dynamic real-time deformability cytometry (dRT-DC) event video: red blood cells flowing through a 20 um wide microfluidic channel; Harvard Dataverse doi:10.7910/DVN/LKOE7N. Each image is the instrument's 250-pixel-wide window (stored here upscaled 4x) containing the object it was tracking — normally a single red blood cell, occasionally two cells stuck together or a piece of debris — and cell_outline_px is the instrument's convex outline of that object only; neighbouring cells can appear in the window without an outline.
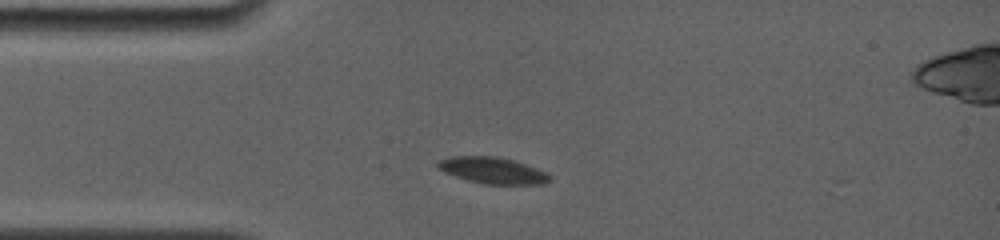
{"species": "common noctule bat (a hibernating species)", "species_latin": "Nyctalus noctula", "temperature_condition": "room temperature", "stored_images_in_passage": 21, "segment_of_instrument_passage": [1, 2], "camera_frame_rate_fps": 4000, "um_per_image_px": 0.085, "animal": {"sex": "female", "body_mass_g": 19.0, "forearm_length_mm": 56.7}, "frame": {"image": 1, "passage_image": 1, "time_ms": 0.0, "image_size_px": [1000, 240], "cell_outline_px": [[552, 180], [544, 184], [480, 184], [444, 172], [436, 168], [436, 160], [448, 156], [496, 156], [512, 160], [548, 172], [552, 176]], "centroid_in_image_um": [41.85, 14.48], "position_along_channel_um": 43.2, "area_um2": 17.46}}
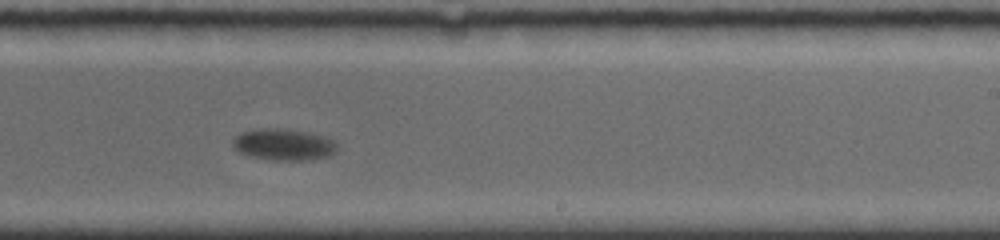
{"frame": {"image": 2, "passage_image": 10, "time_ms": 6.75, "image_size_px": [1000, 240], "cell_outline_px": [[336, 152], [332, 156], [312, 160], [272, 160], [248, 156], [240, 152], [232, 144], [232, 140], [240, 132], [260, 128], [280, 128], [304, 132], [324, 136], [336, 140]], "centroid_in_image_um": [24.13, 12.3], "position_along_channel_um": 264.9, "area_um2": 19.36}}
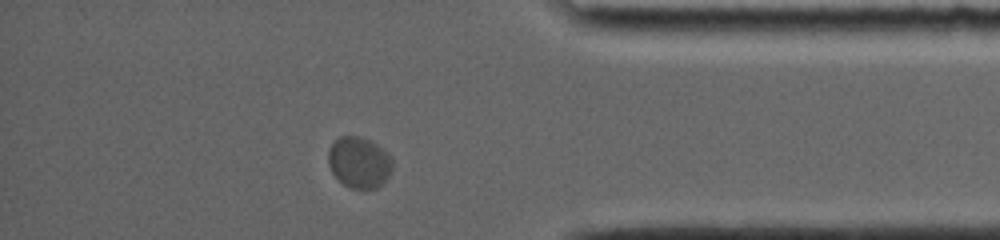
{"frame": {"image": 3, "passage_image": 18, "time_ms": 11.0, "image_size_px": [1000, 240], "cell_outline_px": [[392, 172], [376, 188], [348, 188], [332, 172], [328, 164], [328, 148], [340, 136], [360, 136], [376, 144], [388, 152], [392, 156]], "centroid_in_image_um": [30.53, 13.79], "position_along_channel_um": 404.7, "area_um2": 19.07}}